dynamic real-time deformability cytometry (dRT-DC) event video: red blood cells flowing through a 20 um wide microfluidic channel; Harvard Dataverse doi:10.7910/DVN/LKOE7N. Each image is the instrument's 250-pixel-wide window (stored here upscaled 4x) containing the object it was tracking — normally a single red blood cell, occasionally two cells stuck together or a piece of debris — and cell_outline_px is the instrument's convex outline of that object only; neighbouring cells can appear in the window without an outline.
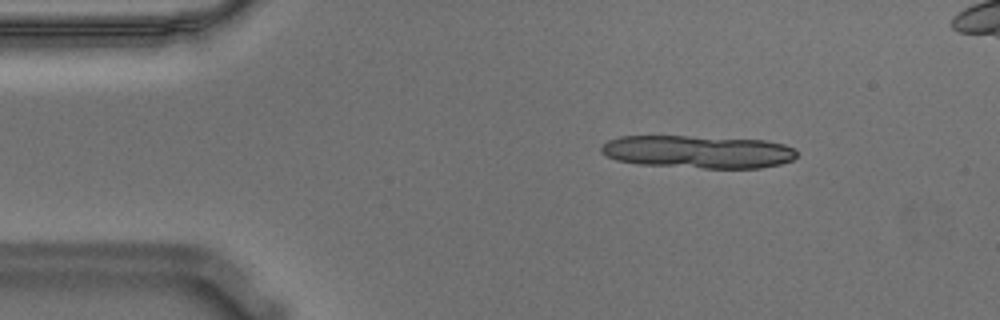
{"species": "Egyptian fruit bat (a non-hibernating species)", "species_latin": "Rousettus aegyptiacus", "temperature_condition": "warm", "stored_images_in_passage": 10, "camera_frame_rate_fps": 3000, "um_per_image_px": 0.085, "animal": {"sex": "male"}, "frame": {"image": 1, "passage_image": 4, "time_ms": 1.0, "image_size_px": [1000, 320], "cell_outline_px": [[796, 156], [792, 160], [780, 164], [760, 168], [704, 168], [640, 164], [616, 160], [600, 152], [600, 148], [608, 140], [620, 136], [688, 136], [764, 140], [784, 144], [796, 148]], "centroid_in_image_um": [59.34, 12.9], "position_along_channel_um": 25.7, "area_um2": 37.4}}